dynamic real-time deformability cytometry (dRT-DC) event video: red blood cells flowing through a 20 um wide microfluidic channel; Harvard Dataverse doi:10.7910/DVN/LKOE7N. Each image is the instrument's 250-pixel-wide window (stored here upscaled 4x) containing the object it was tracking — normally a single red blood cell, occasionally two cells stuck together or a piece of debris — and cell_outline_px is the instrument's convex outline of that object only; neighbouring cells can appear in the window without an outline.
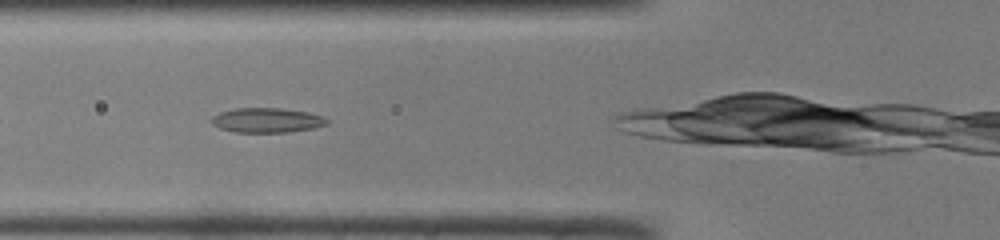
{"species": "common noctule bat (a hibernating species)", "species_latin": "Nyctalus noctula", "temperature_condition": "room temperature", "stored_images_in_passage": 35, "camera_frame_rate_fps": 3000, "um_per_image_px": 0.085, "animal": {"sex": "male", "body_mass_g": 19.0, "forearm_length_mm": 50.8}, "frame": {"image": 1, "passage_image": 4, "time_ms": 1.0, "image_size_px": [1000, 240], "cell_outline_px": [[328, 124], [312, 128], [288, 132], [236, 132], [220, 128], [212, 124], [212, 116], [220, 112], [236, 108], [280, 108], [308, 112], [320, 116], [328, 120]], "centroid_in_image_um": [22.67, 10.22], "position_along_channel_um": 103.1, "area_um2": 16.42}}
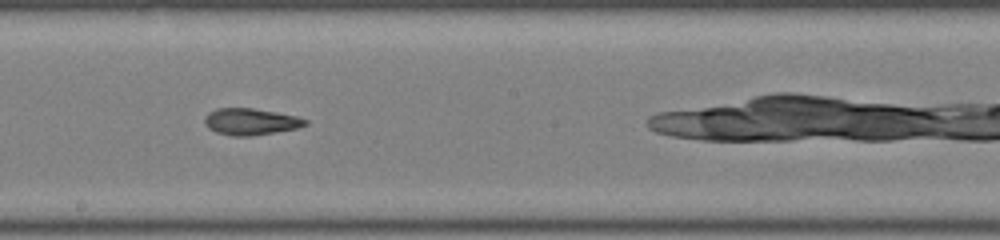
{"frame": {"image": 2, "passage_image": 13, "time_ms": 4.0, "image_size_px": [1000, 240], "cell_outline_px": [[308, 124], [296, 128], [252, 136], [232, 136], [216, 132], [208, 128], [204, 124], [204, 116], [208, 112], [216, 108], [252, 108], [276, 112], [296, 116], [308, 120]], "centroid_in_image_um": [21.26, 10.33], "position_along_channel_um": 226.9, "area_um2": 15.66}}
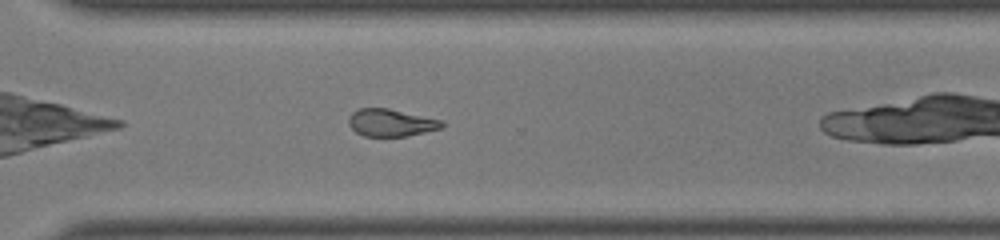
{"frame": {"image": 3, "passage_image": 21, "time_ms": 6.667, "image_size_px": [1000, 240], "cell_outline_px": [[444, 124], [440, 128], [408, 136], [364, 136], [356, 132], [348, 124], [348, 116], [352, 112], [360, 108], [388, 108], [444, 120]], "centroid_in_image_um": [33.22, 10.42], "position_along_channel_um": 337.4, "area_um2": 14.91}, "authors_computed_cell_mechanics": {"area_um2": 15.7794, "velocity_mm_per_s": 4.1309, "shape_relaxation_time_tau1_ms": null, "shape_relaxation_time_tau2_ms": 3.9115, "deformation_change_tau1": null, "deformation_change_tau2": 0.127}}